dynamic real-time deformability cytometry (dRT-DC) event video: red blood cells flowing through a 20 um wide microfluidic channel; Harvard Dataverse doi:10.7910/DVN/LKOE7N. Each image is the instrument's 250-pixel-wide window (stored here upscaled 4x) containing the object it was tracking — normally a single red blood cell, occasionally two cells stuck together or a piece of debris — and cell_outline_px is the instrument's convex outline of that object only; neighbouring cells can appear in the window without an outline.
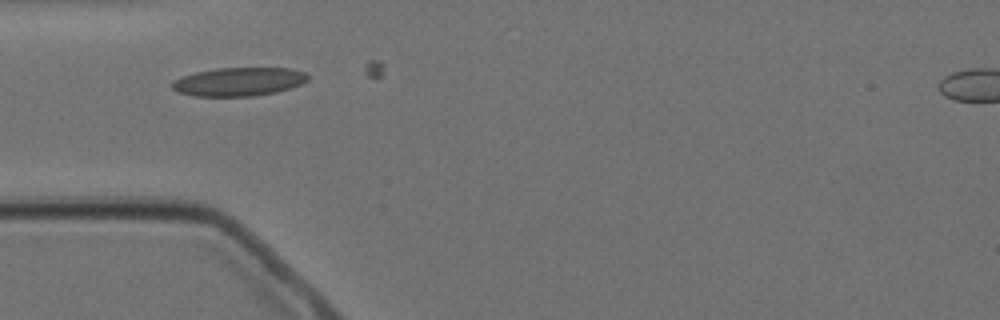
{"species": "Egyptian fruit bat (a non-hibernating species)", "species_latin": "Rousettus aegyptiacus", "temperature_condition": "cold", "stored_images_in_passage": 2, "camera_frame_rate_fps": 3000, "um_per_image_px": 0.085, "animal": {"sex": "female"}, "frame": {"image": 1, "passage_image": 1, "time_ms": 0.0, "image_size_px": [1000, 320], "cell_outline_px": [[308, 80], [300, 84], [276, 92], [252, 96], [196, 96], [180, 92], [172, 88], [172, 80], [180, 76], [196, 72], [220, 68], [288, 68], [304, 72], [308, 76]], "centroid_in_image_um": [20.27, 6.94], "position_along_channel_um": 64.7, "area_um2": 22.37}}